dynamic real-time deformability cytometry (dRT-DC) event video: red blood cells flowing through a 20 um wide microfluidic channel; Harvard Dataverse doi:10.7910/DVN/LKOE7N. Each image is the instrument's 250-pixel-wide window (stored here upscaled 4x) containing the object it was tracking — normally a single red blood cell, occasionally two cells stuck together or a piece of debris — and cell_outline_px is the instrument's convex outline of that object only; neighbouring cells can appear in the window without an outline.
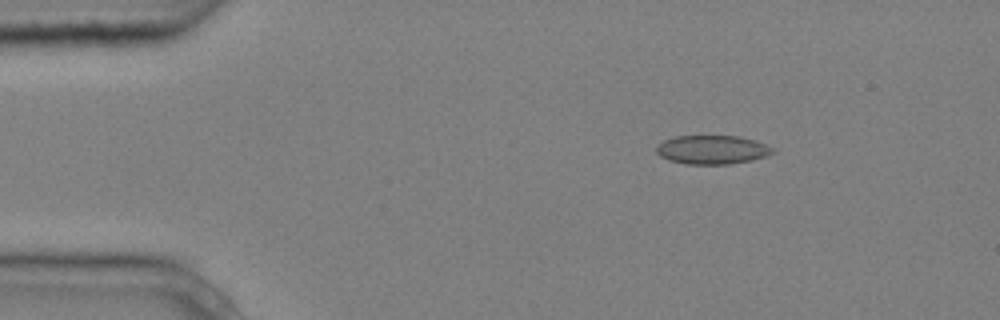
{"species": "common noctule bat (a hibernating species)", "species_latin": "Nyctalus noctula", "temperature_condition": "cold", "stored_images_in_passage": 5, "camera_frame_rate_fps": 3000, "um_per_image_px": 0.085, "animal": {"sex": "male", "body_mass_g": 20.4}, "frame": {"image": 1, "passage_image": 3, "time_ms": 0.667, "image_size_px": [1000, 320], "cell_outline_px": [[776, 152], [768, 156], [752, 160], [728, 164], [684, 164], [668, 160], [660, 156], [656, 152], [656, 148], [664, 140], [676, 136], [740, 136], [756, 140], [776, 148]], "centroid_in_image_um": [60.59, 12.73], "position_along_channel_um": 24.4, "area_um2": 19.77}}